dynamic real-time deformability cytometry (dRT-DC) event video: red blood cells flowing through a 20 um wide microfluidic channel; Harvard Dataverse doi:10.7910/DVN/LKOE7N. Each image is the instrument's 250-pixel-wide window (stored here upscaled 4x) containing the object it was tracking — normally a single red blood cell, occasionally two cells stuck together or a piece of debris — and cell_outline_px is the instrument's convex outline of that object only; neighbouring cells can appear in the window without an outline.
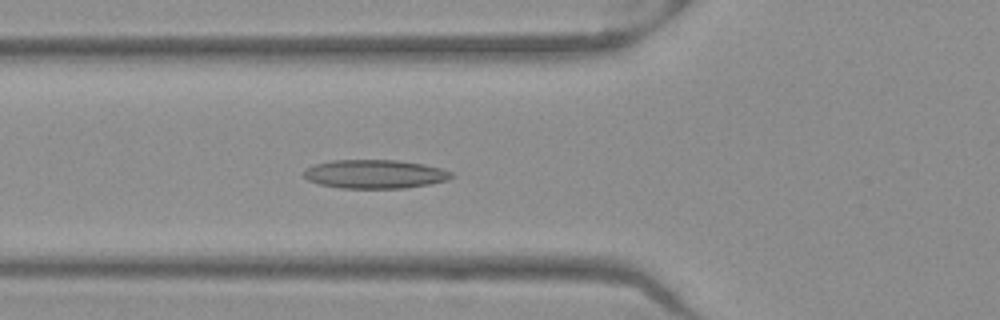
{"species": "Egyptian fruit bat (a non-hibernating species)", "species_latin": "Rousettus aegyptiacus", "temperature_condition": "warm", "stored_images_in_passage": 52, "camera_frame_rate_fps": 3000, "um_per_image_px": 0.085, "frame": {"image": 1, "passage_image": 19, "time_ms": 6.0, "image_size_px": [1000, 320], "cell_outline_px": [[456, 176], [448, 180], [428, 184], [404, 188], [340, 188], [320, 184], [308, 180], [304, 176], [304, 168], [316, 164], [332, 160], [396, 160], [424, 164], [440, 168], [452, 172]], "centroid_in_image_um": [31.88, 14.79], "position_along_channel_um": 93.9, "area_um2": 24.74}}
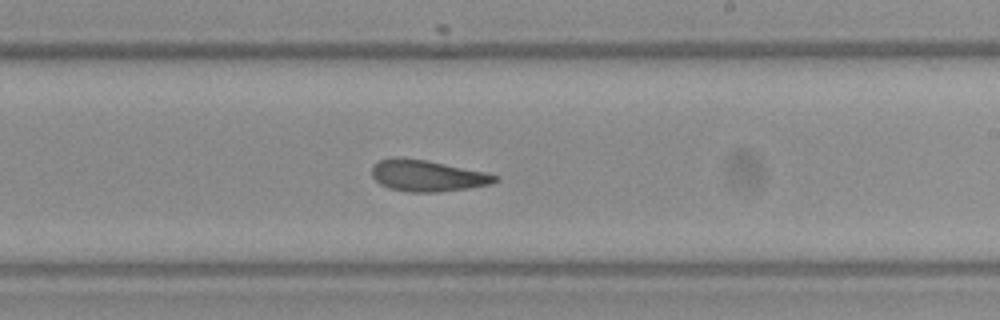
{"frame": {"image": 2, "passage_image": 31, "time_ms": 10.0, "image_size_px": [1000, 320], "cell_outline_px": [[500, 180], [492, 184], [468, 188], [440, 192], [408, 192], [388, 188], [380, 184], [372, 176], [372, 164], [380, 160], [396, 156], [400, 156], [428, 160], [484, 172], [500, 176]], "centroid_in_image_um": [36.31, 14.93], "position_along_channel_um": 252.7, "area_um2": 22.83}}
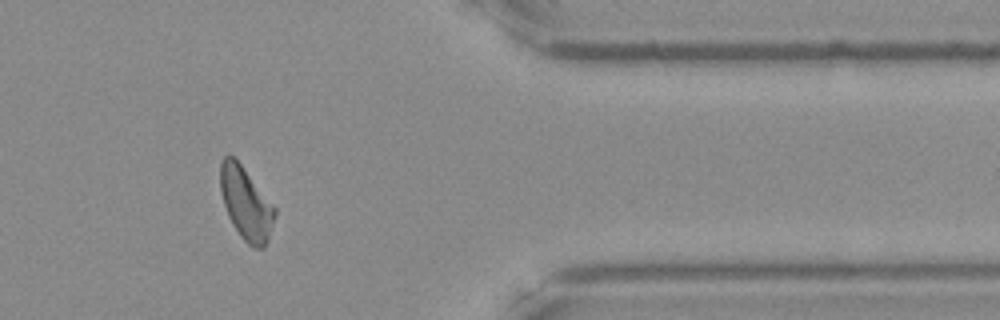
{"frame": {"image": 3, "passage_image": 43, "time_ms": 14.0, "image_size_px": [1000, 320], "cell_outline_px": [[276, 216], [268, 240], [264, 248], [252, 248], [240, 236], [232, 224], [228, 216], [220, 192], [220, 164], [224, 156], [228, 152], [240, 164], [276, 208]], "centroid_in_image_um": [20.9, 17.32], "position_along_channel_um": 390.5, "area_um2": 23.0}, "authors_computed_cell_mechanics": {"area_um2": 23.0911, "velocity_mm_per_s": 3.9533, "shape_relaxation_time_tau1_ms": null, "shape_relaxation_time_tau2_ms": 4.8951, "deformation_change_tau1": null, "deformation_change_tau2": 0.1471}}